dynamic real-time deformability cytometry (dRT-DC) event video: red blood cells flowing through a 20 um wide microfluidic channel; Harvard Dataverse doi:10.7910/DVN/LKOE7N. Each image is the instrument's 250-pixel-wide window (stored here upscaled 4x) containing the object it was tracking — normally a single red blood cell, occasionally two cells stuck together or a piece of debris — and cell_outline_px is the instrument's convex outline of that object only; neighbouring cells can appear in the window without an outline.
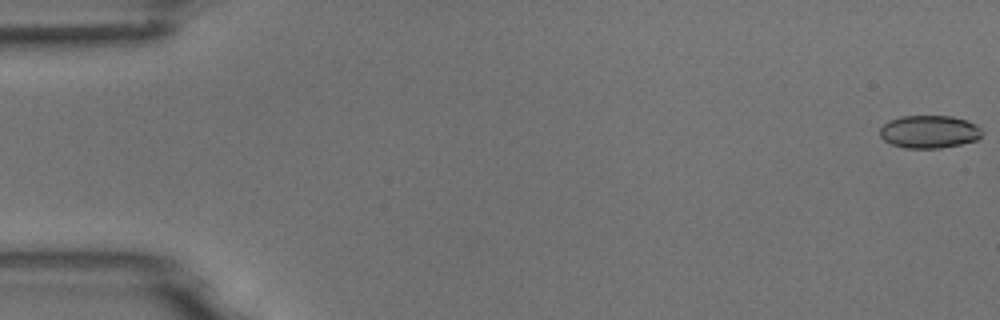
{"species": "common noctule bat (a hibernating species)", "species_latin": "Nyctalus noctula", "temperature_condition": "room temperature", "stored_images_in_passage": 54, "camera_frame_rate_fps": 3000, "um_per_image_px": 0.085, "animal": {"sex": "male", "body_mass_g": 18.8}, "frame": {"image": 1, "passage_image": 1, "time_ms": 0.0, "image_size_px": [1000, 320], "cell_outline_px": [[984, 132], [976, 140], [960, 144], [940, 148], [904, 148], [892, 144], [884, 140], [880, 136], [880, 128], [888, 120], [900, 116], [952, 116], [976, 124]], "centroid_in_image_um": [78.97, 11.19], "position_along_channel_um": 6.0, "area_um2": 19.54}}
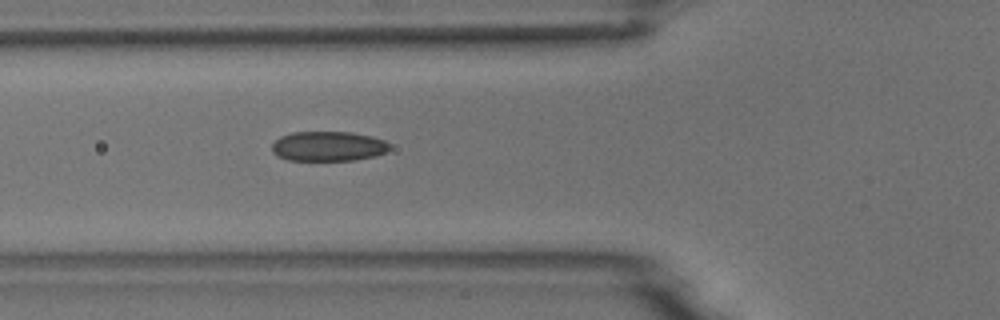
{"frame": {"image": 2, "passage_image": 20, "time_ms": 6.333, "image_size_px": [1000, 320], "cell_outline_px": [[388, 148], [384, 152], [376, 156], [352, 160], [288, 160], [276, 156], [272, 152], [272, 144], [280, 136], [292, 132], [352, 132], [372, 136], [384, 140], [388, 144]], "centroid_in_image_um": [27.85, 12.43], "position_along_channel_um": 97.9, "area_um2": 20.4}}
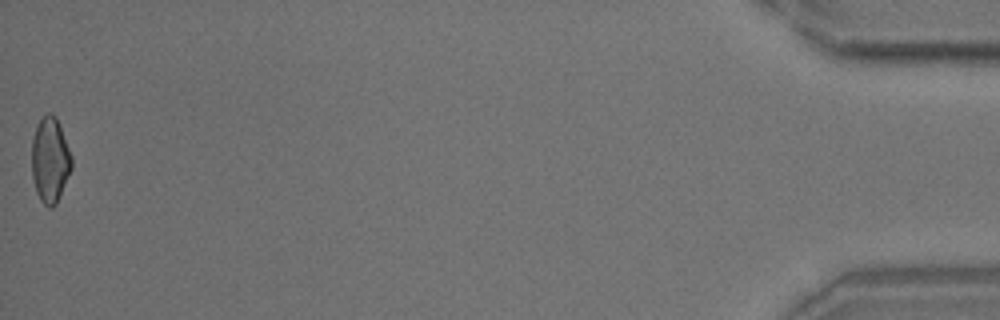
{"frame": {"image": 3, "passage_image": 54, "time_ms": 17.667, "image_size_px": [1000, 320], "cell_outline_px": [[72, 168], [56, 204], [52, 208], [48, 208], [40, 200], [36, 192], [32, 176], [32, 136], [36, 124], [48, 112], [52, 112], [56, 116], [72, 156]], "centroid_in_image_um": [4.25, 13.59], "position_along_channel_um": 431.0, "area_um2": 20.0}, "authors_computed_cell_mechanics": {"area_um2": 20.3456, "velocity_mm_per_s": 3.7872, "shape_relaxation_time_tau1_ms": 5.254, "shape_relaxation_time_tau2_ms": 1.6451, "deformation_change_tau1": 0.1166, "deformation_change_tau2": 0.0698}}